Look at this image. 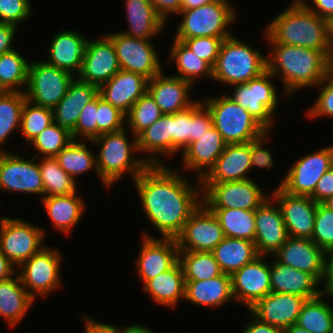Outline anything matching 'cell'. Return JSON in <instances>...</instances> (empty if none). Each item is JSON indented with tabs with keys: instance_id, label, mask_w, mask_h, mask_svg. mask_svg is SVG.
Listing matches in <instances>:
<instances>
[{
	"instance_id": "6da1fadb",
	"label": "cell",
	"mask_w": 333,
	"mask_h": 333,
	"mask_svg": "<svg viewBox=\"0 0 333 333\" xmlns=\"http://www.w3.org/2000/svg\"><path fill=\"white\" fill-rule=\"evenodd\" d=\"M143 213L162 234L174 238L181 233L190 215L202 203V188L190 183L177 169L148 165L134 180ZM192 184V185H191Z\"/></svg>"
},
{
	"instance_id": "7a4b0ae2",
	"label": "cell",
	"mask_w": 333,
	"mask_h": 333,
	"mask_svg": "<svg viewBox=\"0 0 333 333\" xmlns=\"http://www.w3.org/2000/svg\"><path fill=\"white\" fill-rule=\"evenodd\" d=\"M268 45L267 70L275 78H282L286 97L304 87L315 88L333 71V63L320 50L282 43Z\"/></svg>"
},
{
	"instance_id": "3957f363",
	"label": "cell",
	"mask_w": 333,
	"mask_h": 333,
	"mask_svg": "<svg viewBox=\"0 0 333 333\" xmlns=\"http://www.w3.org/2000/svg\"><path fill=\"white\" fill-rule=\"evenodd\" d=\"M271 21L264 31L267 43L320 50L332 62L329 20L310 11L300 0H293Z\"/></svg>"
},
{
	"instance_id": "277c9868",
	"label": "cell",
	"mask_w": 333,
	"mask_h": 333,
	"mask_svg": "<svg viewBox=\"0 0 333 333\" xmlns=\"http://www.w3.org/2000/svg\"><path fill=\"white\" fill-rule=\"evenodd\" d=\"M126 128L102 134L89 141L91 146H101L96 160L98 176L106 188L112 187L125 174L134 180L148 166L143 158L134 155L135 152L139 154L137 138L128 141Z\"/></svg>"
},
{
	"instance_id": "5b68a950",
	"label": "cell",
	"mask_w": 333,
	"mask_h": 333,
	"mask_svg": "<svg viewBox=\"0 0 333 333\" xmlns=\"http://www.w3.org/2000/svg\"><path fill=\"white\" fill-rule=\"evenodd\" d=\"M267 70V56L232 36L224 39L216 63L213 79L232 86L247 83Z\"/></svg>"
},
{
	"instance_id": "8992f818",
	"label": "cell",
	"mask_w": 333,
	"mask_h": 333,
	"mask_svg": "<svg viewBox=\"0 0 333 333\" xmlns=\"http://www.w3.org/2000/svg\"><path fill=\"white\" fill-rule=\"evenodd\" d=\"M234 6L228 0H213L212 2L193 9L181 10V22L174 39L195 37H219L226 39L233 35L229 25L234 23L236 13Z\"/></svg>"
},
{
	"instance_id": "52a82bcc",
	"label": "cell",
	"mask_w": 333,
	"mask_h": 333,
	"mask_svg": "<svg viewBox=\"0 0 333 333\" xmlns=\"http://www.w3.org/2000/svg\"><path fill=\"white\" fill-rule=\"evenodd\" d=\"M213 126L227 144L248 143L259 138L267 130L242 106L235 103L226 93L220 97L204 98Z\"/></svg>"
},
{
	"instance_id": "ba28073f",
	"label": "cell",
	"mask_w": 333,
	"mask_h": 333,
	"mask_svg": "<svg viewBox=\"0 0 333 333\" xmlns=\"http://www.w3.org/2000/svg\"><path fill=\"white\" fill-rule=\"evenodd\" d=\"M275 77L268 71L251 79L247 83H238L230 97L235 103L246 109L267 131H272L277 110L278 92L272 83ZM231 95V96H230Z\"/></svg>"
},
{
	"instance_id": "9c48e42d",
	"label": "cell",
	"mask_w": 333,
	"mask_h": 333,
	"mask_svg": "<svg viewBox=\"0 0 333 333\" xmlns=\"http://www.w3.org/2000/svg\"><path fill=\"white\" fill-rule=\"evenodd\" d=\"M62 252L47 245L23 262L17 271L27 293L36 300V295L47 297L56 289L62 288Z\"/></svg>"
},
{
	"instance_id": "30bf717a",
	"label": "cell",
	"mask_w": 333,
	"mask_h": 333,
	"mask_svg": "<svg viewBox=\"0 0 333 333\" xmlns=\"http://www.w3.org/2000/svg\"><path fill=\"white\" fill-rule=\"evenodd\" d=\"M76 75L59 69L45 60L29 63L28 82L25 91L30 102L53 109L67 93Z\"/></svg>"
},
{
	"instance_id": "8fae6325",
	"label": "cell",
	"mask_w": 333,
	"mask_h": 333,
	"mask_svg": "<svg viewBox=\"0 0 333 333\" xmlns=\"http://www.w3.org/2000/svg\"><path fill=\"white\" fill-rule=\"evenodd\" d=\"M45 231L21 218H0V250L18 268L43 247Z\"/></svg>"
},
{
	"instance_id": "7c38bea8",
	"label": "cell",
	"mask_w": 333,
	"mask_h": 333,
	"mask_svg": "<svg viewBox=\"0 0 333 333\" xmlns=\"http://www.w3.org/2000/svg\"><path fill=\"white\" fill-rule=\"evenodd\" d=\"M201 188L208 208L255 210L270 197L251 179L201 184Z\"/></svg>"
},
{
	"instance_id": "4fadbf2b",
	"label": "cell",
	"mask_w": 333,
	"mask_h": 333,
	"mask_svg": "<svg viewBox=\"0 0 333 333\" xmlns=\"http://www.w3.org/2000/svg\"><path fill=\"white\" fill-rule=\"evenodd\" d=\"M332 166L333 145H330L295 161L278 187L291 195L310 197L320 178Z\"/></svg>"
},
{
	"instance_id": "5bb4252c",
	"label": "cell",
	"mask_w": 333,
	"mask_h": 333,
	"mask_svg": "<svg viewBox=\"0 0 333 333\" xmlns=\"http://www.w3.org/2000/svg\"><path fill=\"white\" fill-rule=\"evenodd\" d=\"M113 43L121 70L152 79L163 71L161 60L150 40L126 36L121 32L106 35Z\"/></svg>"
},
{
	"instance_id": "9a60e30c",
	"label": "cell",
	"mask_w": 333,
	"mask_h": 333,
	"mask_svg": "<svg viewBox=\"0 0 333 333\" xmlns=\"http://www.w3.org/2000/svg\"><path fill=\"white\" fill-rule=\"evenodd\" d=\"M0 189L10 193L38 194L43 198L39 158L32 156L29 160L8 150L1 151Z\"/></svg>"
},
{
	"instance_id": "2e32d148",
	"label": "cell",
	"mask_w": 333,
	"mask_h": 333,
	"mask_svg": "<svg viewBox=\"0 0 333 333\" xmlns=\"http://www.w3.org/2000/svg\"><path fill=\"white\" fill-rule=\"evenodd\" d=\"M224 233L213 212L202 202L176 237L179 251H212Z\"/></svg>"
},
{
	"instance_id": "e0dca14e",
	"label": "cell",
	"mask_w": 333,
	"mask_h": 333,
	"mask_svg": "<svg viewBox=\"0 0 333 333\" xmlns=\"http://www.w3.org/2000/svg\"><path fill=\"white\" fill-rule=\"evenodd\" d=\"M142 245L136 261V273L145 285L179 261V248L174 238L154 237L142 233Z\"/></svg>"
},
{
	"instance_id": "ac0fdd59",
	"label": "cell",
	"mask_w": 333,
	"mask_h": 333,
	"mask_svg": "<svg viewBox=\"0 0 333 333\" xmlns=\"http://www.w3.org/2000/svg\"><path fill=\"white\" fill-rule=\"evenodd\" d=\"M264 257L267 255L258 256L230 275L234 300L247 310L271 292L270 263Z\"/></svg>"
},
{
	"instance_id": "d6986e66",
	"label": "cell",
	"mask_w": 333,
	"mask_h": 333,
	"mask_svg": "<svg viewBox=\"0 0 333 333\" xmlns=\"http://www.w3.org/2000/svg\"><path fill=\"white\" fill-rule=\"evenodd\" d=\"M119 70L121 68L112 41L106 35L96 40L88 39L81 71L76 77L99 88Z\"/></svg>"
},
{
	"instance_id": "ffe728a7",
	"label": "cell",
	"mask_w": 333,
	"mask_h": 333,
	"mask_svg": "<svg viewBox=\"0 0 333 333\" xmlns=\"http://www.w3.org/2000/svg\"><path fill=\"white\" fill-rule=\"evenodd\" d=\"M270 196L281 210L288 236L311 239L318 203L308 196L288 194L278 186Z\"/></svg>"
},
{
	"instance_id": "44dd1931",
	"label": "cell",
	"mask_w": 333,
	"mask_h": 333,
	"mask_svg": "<svg viewBox=\"0 0 333 333\" xmlns=\"http://www.w3.org/2000/svg\"><path fill=\"white\" fill-rule=\"evenodd\" d=\"M271 256L284 265L308 272L325 285V251L311 239L288 237Z\"/></svg>"
},
{
	"instance_id": "7402d4cb",
	"label": "cell",
	"mask_w": 333,
	"mask_h": 333,
	"mask_svg": "<svg viewBox=\"0 0 333 333\" xmlns=\"http://www.w3.org/2000/svg\"><path fill=\"white\" fill-rule=\"evenodd\" d=\"M281 210L270 196L255 209V238L260 255H273L288 239Z\"/></svg>"
},
{
	"instance_id": "603a6c76",
	"label": "cell",
	"mask_w": 333,
	"mask_h": 333,
	"mask_svg": "<svg viewBox=\"0 0 333 333\" xmlns=\"http://www.w3.org/2000/svg\"><path fill=\"white\" fill-rule=\"evenodd\" d=\"M305 301L299 295L270 292L251 307L249 312L260 322L283 330L297 323Z\"/></svg>"
},
{
	"instance_id": "cb8c5ba5",
	"label": "cell",
	"mask_w": 333,
	"mask_h": 333,
	"mask_svg": "<svg viewBox=\"0 0 333 333\" xmlns=\"http://www.w3.org/2000/svg\"><path fill=\"white\" fill-rule=\"evenodd\" d=\"M213 127L212 116L202 100L172 114V157Z\"/></svg>"
},
{
	"instance_id": "d4e9b609",
	"label": "cell",
	"mask_w": 333,
	"mask_h": 333,
	"mask_svg": "<svg viewBox=\"0 0 333 333\" xmlns=\"http://www.w3.org/2000/svg\"><path fill=\"white\" fill-rule=\"evenodd\" d=\"M193 85L174 75L165 76L163 71L148 81L147 92L163 114H174L192 106L194 101L189 90Z\"/></svg>"
},
{
	"instance_id": "484cf974",
	"label": "cell",
	"mask_w": 333,
	"mask_h": 333,
	"mask_svg": "<svg viewBox=\"0 0 333 333\" xmlns=\"http://www.w3.org/2000/svg\"><path fill=\"white\" fill-rule=\"evenodd\" d=\"M148 81L141 74L119 70L98 88V94L125 115L134 103L147 92Z\"/></svg>"
},
{
	"instance_id": "4316f807",
	"label": "cell",
	"mask_w": 333,
	"mask_h": 333,
	"mask_svg": "<svg viewBox=\"0 0 333 333\" xmlns=\"http://www.w3.org/2000/svg\"><path fill=\"white\" fill-rule=\"evenodd\" d=\"M250 141L248 143L227 144L215 165L200 180L201 184H215L227 181L250 179Z\"/></svg>"
},
{
	"instance_id": "83f0119b",
	"label": "cell",
	"mask_w": 333,
	"mask_h": 333,
	"mask_svg": "<svg viewBox=\"0 0 333 333\" xmlns=\"http://www.w3.org/2000/svg\"><path fill=\"white\" fill-rule=\"evenodd\" d=\"M227 143L213 126L208 132L191 142L182 152V168L194 171L197 179L201 180L215 165L218 157L223 153Z\"/></svg>"
},
{
	"instance_id": "f1b7e54d",
	"label": "cell",
	"mask_w": 333,
	"mask_h": 333,
	"mask_svg": "<svg viewBox=\"0 0 333 333\" xmlns=\"http://www.w3.org/2000/svg\"><path fill=\"white\" fill-rule=\"evenodd\" d=\"M270 261L271 292L299 295L306 300L315 298L325 291L318 289L320 282L311 274L278 262Z\"/></svg>"
},
{
	"instance_id": "f546056e",
	"label": "cell",
	"mask_w": 333,
	"mask_h": 333,
	"mask_svg": "<svg viewBox=\"0 0 333 333\" xmlns=\"http://www.w3.org/2000/svg\"><path fill=\"white\" fill-rule=\"evenodd\" d=\"M82 33L63 30L54 35L48 46L47 63L69 73L79 74L88 39ZM75 71V72H74Z\"/></svg>"
},
{
	"instance_id": "4dcf8cb0",
	"label": "cell",
	"mask_w": 333,
	"mask_h": 333,
	"mask_svg": "<svg viewBox=\"0 0 333 333\" xmlns=\"http://www.w3.org/2000/svg\"><path fill=\"white\" fill-rule=\"evenodd\" d=\"M97 95V86L75 77L65 96L53 108L54 123L72 133L83 107Z\"/></svg>"
},
{
	"instance_id": "1f68e13d",
	"label": "cell",
	"mask_w": 333,
	"mask_h": 333,
	"mask_svg": "<svg viewBox=\"0 0 333 333\" xmlns=\"http://www.w3.org/2000/svg\"><path fill=\"white\" fill-rule=\"evenodd\" d=\"M137 147L139 154H145L142 158L148 165H164L161 155L172 158V114H163L142 131L137 136Z\"/></svg>"
},
{
	"instance_id": "d6a6232c",
	"label": "cell",
	"mask_w": 333,
	"mask_h": 333,
	"mask_svg": "<svg viewBox=\"0 0 333 333\" xmlns=\"http://www.w3.org/2000/svg\"><path fill=\"white\" fill-rule=\"evenodd\" d=\"M184 299L192 304L208 308L223 307L230 301H235L231 276L222 273L207 280L185 281Z\"/></svg>"
},
{
	"instance_id": "836d02e7",
	"label": "cell",
	"mask_w": 333,
	"mask_h": 333,
	"mask_svg": "<svg viewBox=\"0 0 333 333\" xmlns=\"http://www.w3.org/2000/svg\"><path fill=\"white\" fill-rule=\"evenodd\" d=\"M128 30L120 31L126 36L150 40L159 35L167 24L157 14L150 0H124Z\"/></svg>"
},
{
	"instance_id": "e575fe53",
	"label": "cell",
	"mask_w": 333,
	"mask_h": 333,
	"mask_svg": "<svg viewBox=\"0 0 333 333\" xmlns=\"http://www.w3.org/2000/svg\"><path fill=\"white\" fill-rule=\"evenodd\" d=\"M49 220L55 229L69 234L79 223L85 210V202L77 193L41 198Z\"/></svg>"
},
{
	"instance_id": "d590c367",
	"label": "cell",
	"mask_w": 333,
	"mask_h": 333,
	"mask_svg": "<svg viewBox=\"0 0 333 333\" xmlns=\"http://www.w3.org/2000/svg\"><path fill=\"white\" fill-rule=\"evenodd\" d=\"M143 290L158 305L175 308L185 296V277L181 263L149 280Z\"/></svg>"
},
{
	"instance_id": "8d00e7d4",
	"label": "cell",
	"mask_w": 333,
	"mask_h": 333,
	"mask_svg": "<svg viewBox=\"0 0 333 333\" xmlns=\"http://www.w3.org/2000/svg\"><path fill=\"white\" fill-rule=\"evenodd\" d=\"M33 302L34 299L22 285L18 273L0 281V316L7 321L10 328L22 321Z\"/></svg>"
},
{
	"instance_id": "74e56055",
	"label": "cell",
	"mask_w": 333,
	"mask_h": 333,
	"mask_svg": "<svg viewBox=\"0 0 333 333\" xmlns=\"http://www.w3.org/2000/svg\"><path fill=\"white\" fill-rule=\"evenodd\" d=\"M212 253L221 271L227 275H232L244 265L260 256L255 242L247 239L229 237H224L212 250Z\"/></svg>"
},
{
	"instance_id": "f35d334b",
	"label": "cell",
	"mask_w": 333,
	"mask_h": 333,
	"mask_svg": "<svg viewBox=\"0 0 333 333\" xmlns=\"http://www.w3.org/2000/svg\"><path fill=\"white\" fill-rule=\"evenodd\" d=\"M324 295L333 301V291L329 290L306 300L296 324L311 333H330L333 326V306L323 299Z\"/></svg>"
},
{
	"instance_id": "ab89813d",
	"label": "cell",
	"mask_w": 333,
	"mask_h": 333,
	"mask_svg": "<svg viewBox=\"0 0 333 333\" xmlns=\"http://www.w3.org/2000/svg\"><path fill=\"white\" fill-rule=\"evenodd\" d=\"M168 58L176 64L177 74L174 76L190 82L193 86L199 77L213 79V68L180 40L173 39Z\"/></svg>"
},
{
	"instance_id": "60d3db41",
	"label": "cell",
	"mask_w": 333,
	"mask_h": 333,
	"mask_svg": "<svg viewBox=\"0 0 333 333\" xmlns=\"http://www.w3.org/2000/svg\"><path fill=\"white\" fill-rule=\"evenodd\" d=\"M222 227L225 237L247 239L254 242L255 210L236 208H209Z\"/></svg>"
},
{
	"instance_id": "b9f144b4",
	"label": "cell",
	"mask_w": 333,
	"mask_h": 333,
	"mask_svg": "<svg viewBox=\"0 0 333 333\" xmlns=\"http://www.w3.org/2000/svg\"><path fill=\"white\" fill-rule=\"evenodd\" d=\"M87 140H73L55 157L60 167L75 181L76 176L94 170L98 175L96 155L86 145Z\"/></svg>"
},
{
	"instance_id": "7bdbcfd3",
	"label": "cell",
	"mask_w": 333,
	"mask_h": 333,
	"mask_svg": "<svg viewBox=\"0 0 333 333\" xmlns=\"http://www.w3.org/2000/svg\"><path fill=\"white\" fill-rule=\"evenodd\" d=\"M20 53L14 49L0 55V91L25 92L30 62Z\"/></svg>"
},
{
	"instance_id": "ee69618b",
	"label": "cell",
	"mask_w": 333,
	"mask_h": 333,
	"mask_svg": "<svg viewBox=\"0 0 333 333\" xmlns=\"http://www.w3.org/2000/svg\"><path fill=\"white\" fill-rule=\"evenodd\" d=\"M39 159V168L43 182V198L77 192V181L60 167L55 157Z\"/></svg>"
},
{
	"instance_id": "f6af8a7d",
	"label": "cell",
	"mask_w": 333,
	"mask_h": 333,
	"mask_svg": "<svg viewBox=\"0 0 333 333\" xmlns=\"http://www.w3.org/2000/svg\"><path fill=\"white\" fill-rule=\"evenodd\" d=\"M185 281L207 280L221 275L212 251H179Z\"/></svg>"
},
{
	"instance_id": "bcb514c9",
	"label": "cell",
	"mask_w": 333,
	"mask_h": 333,
	"mask_svg": "<svg viewBox=\"0 0 333 333\" xmlns=\"http://www.w3.org/2000/svg\"><path fill=\"white\" fill-rule=\"evenodd\" d=\"M25 92L0 91V147L15 129L20 131ZM5 151L0 148V152Z\"/></svg>"
},
{
	"instance_id": "7dc6e473",
	"label": "cell",
	"mask_w": 333,
	"mask_h": 333,
	"mask_svg": "<svg viewBox=\"0 0 333 333\" xmlns=\"http://www.w3.org/2000/svg\"><path fill=\"white\" fill-rule=\"evenodd\" d=\"M163 113L159 106L154 101L152 96L146 92L142 95L130 108V111L125 115L126 126L129 127L133 138L153 125Z\"/></svg>"
},
{
	"instance_id": "c3c4849f",
	"label": "cell",
	"mask_w": 333,
	"mask_h": 333,
	"mask_svg": "<svg viewBox=\"0 0 333 333\" xmlns=\"http://www.w3.org/2000/svg\"><path fill=\"white\" fill-rule=\"evenodd\" d=\"M54 122L53 109L36 105L25 100L21 111L20 130L29 144L43 130Z\"/></svg>"
},
{
	"instance_id": "681fc988",
	"label": "cell",
	"mask_w": 333,
	"mask_h": 333,
	"mask_svg": "<svg viewBox=\"0 0 333 333\" xmlns=\"http://www.w3.org/2000/svg\"><path fill=\"white\" fill-rule=\"evenodd\" d=\"M71 141H73L71 132L53 122L32 140L30 144L33 147L32 150H36L39 154V156L33 155L34 157L53 158Z\"/></svg>"
},
{
	"instance_id": "f907efd6",
	"label": "cell",
	"mask_w": 333,
	"mask_h": 333,
	"mask_svg": "<svg viewBox=\"0 0 333 333\" xmlns=\"http://www.w3.org/2000/svg\"><path fill=\"white\" fill-rule=\"evenodd\" d=\"M97 111V137L123 130L126 127L125 114L105 101L99 94L97 95Z\"/></svg>"
},
{
	"instance_id": "816d5d0a",
	"label": "cell",
	"mask_w": 333,
	"mask_h": 333,
	"mask_svg": "<svg viewBox=\"0 0 333 333\" xmlns=\"http://www.w3.org/2000/svg\"><path fill=\"white\" fill-rule=\"evenodd\" d=\"M311 240L325 252L333 247V210L323 203L317 204Z\"/></svg>"
},
{
	"instance_id": "f5cc1de1",
	"label": "cell",
	"mask_w": 333,
	"mask_h": 333,
	"mask_svg": "<svg viewBox=\"0 0 333 333\" xmlns=\"http://www.w3.org/2000/svg\"><path fill=\"white\" fill-rule=\"evenodd\" d=\"M97 96L87 103L80 112L76 127L73 130V140H77L78 137H82L81 140H87L88 142L97 137Z\"/></svg>"
},
{
	"instance_id": "db71d44e",
	"label": "cell",
	"mask_w": 333,
	"mask_h": 333,
	"mask_svg": "<svg viewBox=\"0 0 333 333\" xmlns=\"http://www.w3.org/2000/svg\"><path fill=\"white\" fill-rule=\"evenodd\" d=\"M319 94L314 104L306 111L309 118L333 117V71L317 86Z\"/></svg>"
},
{
	"instance_id": "11a10c76",
	"label": "cell",
	"mask_w": 333,
	"mask_h": 333,
	"mask_svg": "<svg viewBox=\"0 0 333 333\" xmlns=\"http://www.w3.org/2000/svg\"><path fill=\"white\" fill-rule=\"evenodd\" d=\"M223 41L224 39L219 37H195L182 42L213 68Z\"/></svg>"
},
{
	"instance_id": "9f6ffc18",
	"label": "cell",
	"mask_w": 333,
	"mask_h": 333,
	"mask_svg": "<svg viewBox=\"0 0 333 333\" xmlns=\"http://www.w3.org/2000/svg\"><path fill=\"white\" fill-rule=\"evenodd\" d=\"M30 0H0V23L18 27L32 15Z\"/></svg>"
},
{
	"instance_id": "6f0895ef",
	"label": "cell",
	"mask_w": 333,
	"mask_h": 333,
	"mask_svg": "<svg viewBox=\"0 0 333 333\" xmlns=\"http://www.w3.org/2000/svg\"><path fill=\"white\" fill-rule=\"evenodd\" d=\"M268 137L270 134L269 131H266L259 138L250 141L251 168L255 166L258 169H271L274 165L271 151L264 148L267 139L269 140Z\"/></svg>"
},
{
	"instance_id": "680465c9",
	"label": "cell",
	"mask_w": 333,
	"mask_h": 333,
	"mask_svg": "<svg viewBox=\"0 0 333 333\" xmlns=\"http://www.w3.org/2000/svg\"><path fill=\"white\" fill-rule=\"evenodd\" d=\"M333 196V166L324 173L310 196L316 203H323Z\"/></svg>"
},
{
	"instance_id": "91938a15",
	"label": "cell",
	"mask_w": 333,
	"mask_h": 333,
	"mask_svg": "<svg viewBox=\"0 0 333 333\" xmlns=\"http://www.w3.org/2000/svg\"><path fill=\"white\" fill-rule=\"evenodd\" d=\"M157 14L165 21L170 15L178 14L181 11L182 0H150Z\"/></svg>"
},
{
	"instance_id": "94428289",
	"label": "cell",
	"mask_w": 333,
	"mask_h": 333,
	"mask_svg": "<svg viewBox=\"0 0 333 333\" xmlns=\"http://www.w3.org/2000/svg\"><path fill=\"white\" fill-rule=\"evenodd\" d=\"M17 29L15 25L0 23V55L14 50L13 39Z\"/></svg>"
},
{
	"instance_id": "6125c7cd",
	"label": "cell",
	"mask_w": 333,
	"mask_h": 333,
	"mask_svg": "<svg viewBox=\"0 0 333 333\" xmlns=\"http://www.w3.org/2000/svg\"><path fill=\"white\" fill-rule=\"evenodd\" d=\"M300 1L319 17L329 21L333 18V0H311V6L308 4L307 0Z\"/></svg>"
},
{
	"instance_id": "be15d7a7",
	"label": "cell",
	"mask_w": 333,
	"mask_h": 333,
	"mask_svg": "<svg viewBox=\"0 0 333 333\" xmlns=\"http://www.w3.org/2000/svg\"><path fill=\"white\" fill-rule=\"evenodd\" d=\"M250 320L248 319V325H246L242 333H283V330L269 324L260 322L256 317L250 313Z\"/></svg>"
},
{
	"instance_id": "e7e4bbea",
	"label": "cell",
	"mask_w": 333,
	"mask_h": 333,
	"mask_svg": "<svg viewBox=\"0 0 333 333\" xmlns=\"http://www.w3.org/2000/svg\"><path fill=\"white\" fill-rule=\"evenodd\" d=\"M82 316L85 323V333H115L109 324L95 321L85 314Z\"/></svg>"
},
{
	"instance_id": "03108f58",
	"label": "cell",
	"mask_w": 333,
	"mask_h": 333,
	"mask_svg": "<svg viewBox=\"0 0 333 333\" xmlns=\"http://www.w3.org/2000/svg\"><path fill=\"white\" fill-rule=\"evenodd\" d=\"M17 268L0 250V281L6 280L14 276Z\"/></svg>"
},
{
	"instance_id": "003e7915",
	"label": "cell",
	"mask_w": 333,
	"mask_h": 333,
	"mask_svg": "<svg viewBox=\"0 0 333 333\" xmlns=\"http://www.w3.org/2000/svg\"><path fill=\"white\" fill-rule=\"evenodd\" d=\"M326 262V276H325V290L333 291V247L325 252Z\"/></svg>"
},
{
	"instance_id": "a7ac6f4b",
	"label": "cell",
	"mask_w": 333,
	"mask_h": 333,
	"mask_svg": "<svg viewBox=\"0 0 333 333\" xmlns=\"http://www.w3.org/2000/svg\"><path fill=\"white\" fill-rule=\"evenodd\" d=\"M115 333H154L151 329L141 324L134 323L130 326L118 327L117 325H109ZM125 327V328H124Z\"/></svg>"
},
{
	"instance_id": "89a4df30",
	"label": "cell",
	"mask_w": 333,
	"mask_h": 333,
	"mask_svg": "<svg viewBox=\"0 0 333 333\" xmlns=\"http://www.w3.org/2000/svg\"><path fill=\"white\" fill-rule=\"evenodd\" d=\"M213 0H182L181 10L193 9L208 4Z\"/></svg>"
},
{
	"instance_id": "2644e50d",
	"label": "cell",
	"mask_w": 333,
	"mask_h": 333,
	"mask_svg": "<svg viewBox=\"0 0 333 333\" xmlns=\"http://www.w3.org/2000/svg\"><path fill=\"white\" fill-rule=\"evenodd\" d=\"M283 333H311L299 326L298 324H293L285 329H283Z\"/></svg>"
},
{
	"instance_id": "8c879c8a",
	"label": "cell",
	"mask_w": 333,
	"mask_h": 333,
	"mask_svg": "<svg viewBox=\"0 0 333 333\" xmlns=\"http://www.w3.org/2000/svg\"><path fill=\"white\" fill-rule=\"evenodd\" d=\"M329 34H330V47L332 52V63H333V18L329 21Z\"/></svg>"
},
{
	"instance_id": "753ad0ef",
	"label": "cell",
	"mask_w": 333,
	"mask_h": 333,
	"mask_svg": "<svg viewBox=\"0 0 333 333\" xmlns=\"http://www.w3.org/2000/svg\"><path fill=\"white\" fill-rule=\"evenodd\" d=\"M325 206L333 210V196L329 197L326 201L323 202Z\"/></svg>"
}]
</instances>
